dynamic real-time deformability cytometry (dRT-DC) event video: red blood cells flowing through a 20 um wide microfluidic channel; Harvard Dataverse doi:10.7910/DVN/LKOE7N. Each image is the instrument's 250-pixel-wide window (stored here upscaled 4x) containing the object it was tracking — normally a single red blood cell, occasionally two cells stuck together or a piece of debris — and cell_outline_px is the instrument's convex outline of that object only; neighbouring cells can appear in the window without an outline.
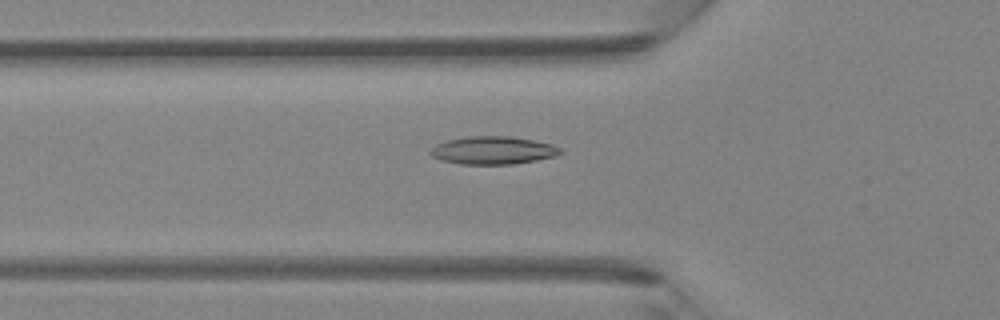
{"species": "Egyptian fruit bat (a non-hibernating species)", "species_latin": "Rousettus aegyptiacus", "temperature_condition": "room temperature", "stored_images_in_passage": 46, "camera_frame_rate_fps": 3000, "um_per_image_px": 0.085, "animal": {"sex": "female"}, "frame": {"image": 1, "passage_image": 16, "time_ms": 5.0, "image_size_px": [1000, 320], "cell_outline_px": [[564, 152], [556, 156], [536, 160], [512, 164], [460, 164], [444, 160], [432, 156], [428, 152], [436, 144], [448, 140], [468, 136], [508, 136], [532, 140], [552, 144], [560, 148]], "centroid_in_image_um": [41.92, 12.78], "position_along_channel_um": 83.9, "area_um2": 20.98}}
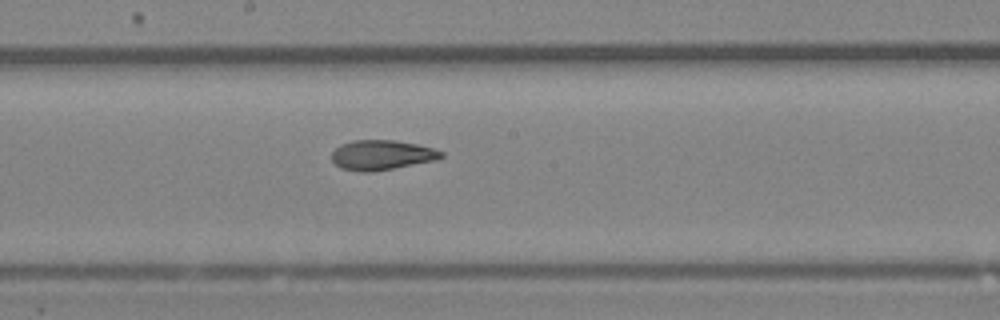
{"frame": {"image": 2, "passage_image": 25, "time_ms": 8.0, "image_size_px": [1000, 320], "cell_outline_px": [[444, 156], [436, 160], [372, 172], [360, 172], [340, 168], [332, 160], [332, 152], [340, 144], [352, 140], [392, 140], [416, 144], [432, 148], [444, 152]], "centroid_in_image_um": [32.43, 13.18], "position_along_channel_um": 215.8, "area_um2": 19.02}}
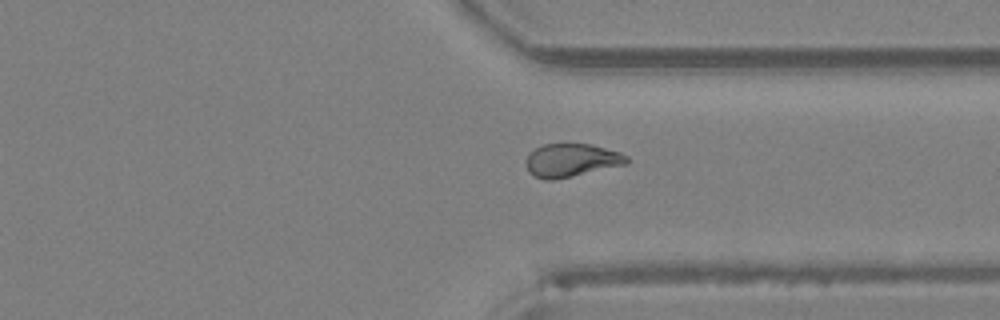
{"frame": {"image": 3, "passage_image": 35, "time_ms": 11.333, "image_size_px": [1000, 320], "cell_outline_px": [[628, 164], [572, 176], [552, 180], [544, 180], [528, 172], [528, 156], [536, 148], [544, 144], [592, 144], [620, 152], [628, 156]], "centroid_in_image_um": [48.62, 13.62], "position_along_channel_um": 362.8, "area_um2": 19.25}}